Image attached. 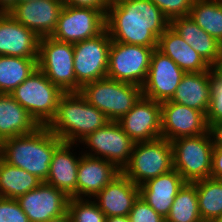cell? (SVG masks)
Masks as SVG:
<instances>
[{
    "label": "cell",
    "mask_w": 222,
    "mask_h": 222,
    "mask_svg": "<svg viewBox=\"0 0 222 222\" xmlns=\"http://www.w3.org/2000/svg\"><path fill=\"white\" fill-rule=\"evenodd\" d=\"M185 72L168 56L154 49L147 74L142 85V96L164 102L170 100Z\"/></svg>",
    "instance_id": "14"
},
{
    "label": "cell",
    "mask_w": 222,
    "mask_h": 222,
    "mask_svg": "<svg viewBox=\"0 0 222 222\" xmlns=\"http://www.w3.org/2000/svg\"><path fill=\"white\" fill-rule=\"evenodd\" d=\"M209 132L211 134L214 146H222V120L212 122L209 125Z\"/></svg>",
    "instance_id": "39"
},
{
    "label": "cell",
    "mask_w": 222,
    "mask_h": 222,
    "mask_svg": "<svg viewBox=\"0 0 222 222\" xmlns=\"http://www.w3.org/2000/svg\"><path fill=\"white\" fill-rule=\"evenodd\" d=\"M208 125L222 120V75L211 70V98L206 114Z\"/></svg>",
    "instance_id": "33"
},
{
    "label": "cell",
    "mask_w": 222,
    "mask_h": 222,
    "mask_svg": "<svg viewBox=\"0 0 222 222\" xmlns=\"http://www.w3.org/2000/svg\"><path fill=\"white\" fill-rule=\"evenodd\" d=\"M39 40L11 15L0 12V56L38 58Z\"/></svg>",
    "instance_id": "18"
},
{
    "label": "cell",
    "mask_w": 222,
    "mask_h": 222,
    "mask_svg": "<svg viewBox=\"0 0 222 222\" xmlns=\"http://www.w3.org/2000/svg\"><path fill=\"white\" fill-rule=\"evenodd\" d=\"M109 121L103 112L90 105L79 92H64L58 101L56 115L47 127L63 142L77 145Z\"/></svg>",
    "instance_id": "3"
},
{
    "label": "cell",
    "mask_w": 222,
    "mask_h": 222,
    "mask_svg": "<svg viewBox=\"0 0 222 222\" xmlns=\"http://www.w3.org/2000/svg\"><path fill=\"white\" fill-rule=\"evenodd\" d=\"M69 198L63 191L42 182L16 200L30 222H47L67 212Z\"/></svg>",
    "instance_id": "16"
},
{
    "label": "cell",
    "mask_w": 222,
    "mask_h": 222,
    "mask_svg": "<svg viewBox=\"0 0 222 222\" xmlns=\"http://www.w3.org/2000/svg\"><path fill=\"white\" fill-rule=\"evenodd\" d=\"M156 48L112 41L107 77L142 87L147 78L152 53Z\"/></svg>",
    "instance_id": "9"
},
{
    "label": "cell",
    "mask_w": 222,
    "mask_h": 222,
    "mask_svg": "<svg viewBox=\"0 0 222 222\" xmlns=\"http://www.w3.org/2000/svg\"><path fill=\"white\" fill-rule=\"evenodd\" d=\"M63 143L47 126L2 141L1 158L45 182L54 151Z\"/></svg>",
    "instance_id": "2"
},
{
    "label": "cell",
    "mask_w": 222,
    "mask_h": 222,
    "mask_svg": "<svg viewBox=\"0 0 222 222\" xmlns=\"http://www.w3.org/2000/svg\"><path fill=\"white\" fill-rule=\"evenodd\" d=\"M211 98V70L185 73L169 100L207 114Z\"/></svg>",
    "instance_id": "24"
},
{
    "label": "cell",
    "mask_w": 222,
    "mask_h": 222,
    "mask_svg": "<svg viewBox=\"0 0 222 222\" xmlns=\"http://www.w3.org/2000/svg\"><path fill=\"white\" fill-rule=\"evenodd\" d=\"M189 16L222 44V0H194Z\"/></svg>",
    "instance_id": "30"
},
{
    "label": "cell",
    "mask_w": 222,
    "mask_h": 222,
    "mask_svg": "<svg viewBox=\"0 0 222 222\" xmlns=\"http://www.w3.org/2000/svg\"><path fill=\"white\" fill-rule=\"evenodd\" d=\"M196 186L199 212L203 222H217L222 216V179L205 178Z\"/></svg>",
    "instance_id": "29"
},
{
    "label": "cell",
    "mask_w": 222,
    "mask_h": 222,
    "mask_svg": "<svg viewBox=\"0 0 222 222\" xmlns=\"http://www.w3.org/2000/svg\"><path fill=\"white\" fill-rule=\"evenodd\" d=\"M134 143L161 137V103L141 96L118 121Z\"/></svg>",
    "instance_id": "15"
},
{
    "label": "cell",
    "mask_w": 222,
    "mask_h": 222,
    "mask_svg": "<svg viewBox=\"0 0 222 222\" xmlns=\"http://www.w3.org/2000/svg\"><path fill=\"white\" fill-rule=\"evenodd\" d=\"M37 59L0 56V94H11L22 84L37 69Z\"/></svg>",
    "instance_id": "28"
},
{
    "label": "cell",
    "mask_w": 222,
    "mask_h": 222,
    "mask_svg": "<svg viewBox=\"0 0 222 222\" xmlns=\"http://www.w3.org/2000/svg\"><path fill=\"white\" fill-rule=\"evenodd\" d=\"M173 169L186 182L211 177L213 140L210 132L198 136L182 137L171 141Z\"/></svg>",
    "instance_id": "7"
},
{
    "label": "cell",
    "mask_w": 222,
    "mask_h": 222,
    "mask_svg": "<svg viewBox=\"0 0 222 222\" xmlns=\"http://www.w3.org/2000/svg\"><path fill=\"white\" fill-rule=\"evenodd\" d=\"M111 42L105 29L93 38L73 44L76 92H79L84 84L107 77Z\"/></svg>",
    "instance_id": "10"
},
{
    "label": "cell",
    "mask_w": 222,
    "mask_h": 222,
    "mask_svg": "<svg viewBox=\"0 0 222 222\" xmlns=\"http://www.w3.org/2000/svg\"><path fill=\"white\" fill-rule=\"evenodd\" d=\"M0 222H30L16 199L0 197Z\"/></svg>",
    "instance_id": "36"
},
{
    "label": "cell",
    "mask_w": 222,
    "mask_h": 222,
    "mask_svg": "<svg viewBox=\"0 0 222 222\" xmlns=\"http://www.w3.org/2000/svg\"><path fill=\"white\" fill-rule=\"evenodd\" d=\"M63 3L71 7L98 9L105 14L109 8L108 0H63Z\"/></svg>",
    "instance_id": "37"
},
{
    "label": "cell",
    "mask_w": 222,
    "mask_h": 222,
    "mask_svg": "<svg viewBox=\"0 0 222 222\" xmlns=\"http://www.w3.org/2000/svg\"><path fill=\"white\" fill-rule=\"evenodd\" d=\"M212 70L218 74L222 75V45L218 54V58L215 62V64L212 66Z\"/></svg>",
    "instance_id": "41"
},
{
    "label": "cell",
    "mask_w": 222,
    "mask_h": 222,
    "mask_svg": "<svg viewBox=\"0 0 222 222\" xmlns=\"http://www.w3.org/2000/svg\"><path fill=\"white\" fill-rule=\"evenodd\" d=\"M31 1H35V0H17V4L23 3V2H31Z\"/></svg>",
    "instance_id": "45"
},
{
    "label": "cell",
    "mask_w": 222,
    "mask_h": 222,
    "mask_svg": "<svg viewBox=\"0 0 222 222\" xmlns=\"http://www.w3.org/2000/svg\"><path fill=\"white\" fill-rule=\"evenodd\" d=\"M128 216L131 222H166L165 218L158 214L140 196L134 202Z\"/></svg>",
    "instance_id": "35"
},
{
    "label": "cell",
    "mask_w": 222,
    "mask_h": 222,
    "mask_svg": "<svg viewBox=\"0 0 222 222\" xmlns=\"http://www.w3.org/2000/svg\"><path fill=\"white\" fill-rule=\"evenodd\" d=\"M37 66L63 92H76L73 43L40 38Z\"/></svg>",
    "instance_id": "8"
},
{
    "label": "cell",
    "mask_w": 222,
    "mask_h": 222,
    "mask_svg": "<svg viewBox=\"0 0 222 222\" xmlns=\"http://www.w3.org/2000/svg\"><path fill=\"white\" fill-rule=\"evenodd\" d=\"M139 197V186L122 172L92 198L106 215L128 216Z\"/></svg>",
    "instance_id": "19"
},
{
    "label": "cell",
    "mask_w": 222,
    "mask_h": 222,
    "mask_svg": "<svg viewBox=\"0 0 222 222\" xmlns=\"http://www.w3.org/2000/svg\"><path fill=\"white\" fill-rule=\"evenodd\" d=\"M1 154H2V142L0 141V159H1Z\"/></svg>",
    "instance_id": "46"
},
{
    "label": "cell",
    "mask_w": 222,
    "mask_h": 222,
    "mask_svg": "<svg viewBox=\"0 0 222 222\" xmlns=\"http://www.w3.org/2000/svg\"><path fill=\"white\" fill-rule=\"evenodd\" d=\"M40 125L10 94H0V141L34 132Z\"/></svg>",
    "instance_id": "25"
},
{
    "label": "cell",
    "mask_w": 222,
    "mask_h": 222,
    "mask_svg": "<svg viewBox=\"0 0 222 222\" xmlns=\"http://www.w3.org/2000/svg\"><path fill=\"white\" fill-rule=\"evenodd\" d=\"M106 30L112 41L157 47L170 21L150 0H125L109 6Z\"/></svg>",
    "instance_id": "1"
},
{
    "label": "cell",
    "mask_w": 222,
    "mask_h": 222,
    "mask_svg": "<svg viewBox=\"0 0 222 222\" xmlns=\"http://www.w3.org/2000/svg\"><path fill=\"white\" fill-rule=\"evenodd\" d=\"M63 93L37 67L10 95L40 126H47L56 115L58 101Z\"/></svg>",
    "instance_id": "5"
},
{
    "label": "cell",
    "mask_w": 222,
    "mask_h": 222,
    "mask_svg": "<svg viewBox=\"0 0 222 222\" xmlns=\"http://www.w3.org/2000/svg\"><path fill=\"white\" fill-rule=\"evenodd\" d=\"M67 212L71 222H106V215L91 198L70 197Z\"/></svg>",
    "instance_id": "32"
},
{
    "label": "cell",
    "mask_w": 222,
    "mask_h": 222,
    "mask_svg": "<svg viewBox=\"0 0 222 222\" xmlns=\"http://www.w3.org/2000/svg\"><path fill=\"white\" fill-rule=\"evenodd\" d=\"M106 29L105 13L98 9L64 5L51 37L60 42L76 43L93 38Z\"/></svg>",
    "instance_id": "12"
},
{
    "label": "cell",
    "mask_w": 222,
    "mask_h": 222,
    "mask_svg": "<svg viewBox=\"0 0 222 222\" xmlns=\"http://www.w3.org/2000/svg\"><path fill=\"white\" fill-rule=\"evenodd\" d=\"M47 222H71V219H70L68 212H66L65 214H63L59 217L52 218L51 220H49Z\"/></svg>",
    "instance_id": "43"
},
{
    "label": "cell",
    "mask_w": 222,
    "mask_h": 222,
    "mask_svg": "<svg viewBox=\"0 0 222 222\" xmlns=\"http://www.w3.org/2000/svg\"><path fill=\"white\" fill-rule=\"evenodd\" d=\"M157 49L171 58L185 73L205 72L212 67L169 26L158 38Z\"/></svg>",
    "instance_id": "23"
},
{
    "label": "cell",
    "mask_w": 222,
    "mask_h": 222,
    "mask_svg": "<svg viewBox=\"0 0 222 222\" xmlns=\"http://www.w3.org/2000/svg\"><path fill=\"white\" fill-rule=\"evenodd\" d=\"M80 143L89 148L83 154L105 159L121 171L129 162L135 144L117 121H109Z\"/></svg>",
    "instance_id": "11"
},
{
    "label": "cell",
    "mask_w": 222,
    "mask_h": 222,
    "mask_svg": "<svg viewBox=\"0 0 222 222\" xmlns=\"http://www.w3.org/2000/svg\"><path fill=\"white\" fill-rule=\"evenodd\" d=\"M41 183L35 175L0 159V197L17 199Z\"/></svg>",
    "instance_id": "27"
},
{
    "label": "cell",
    "mask_w": 222,
    "mask_h": 222,
    "mask_svg": "<svg viewBox=\"0 0 222 222\" xmlns=\"http://www.w3.org/2000/svg\"><path fill=\"white\" fill-rule=\"evenodd\" d=\"M122 1H125V0H108V4H109V6H111V5L117 4Z\"/></svg>",
    "instance_id": "44"
},
{
    "label": "cell",
    "mask_w": 222,
    "mask_h": 222,
    "mask_svg": "<svg viewBox=\"0 0 222 222\" xmlns=\"http://www.w3.org/2000/svg\"><path fill=\"white\" fill-rule=\"evenodd\" d=\"M74 144L63 142L55 151L50 162L46 183L63 191L68 197L77 198V172L80 162L71 152Z\"/></svg>",
    "instance_id": "22"
},
{
    "label": "cell",
    "mask_w": 222,
    "mask_h": 222,
    "mask_svg": "<svg viewBox=\"0 0 222 222\" xmlns=\"http://www.w3.org/2000/svg\"><path fill=\"white\" fill-rule=\"evenodd\" d=\"M166 222H203L199 212L196 186L186 182L171 205Z\"/></svg>",
    "instance_id": "31"
},
{
    "label": "cell",
    "mask_w": 222,
    "mask_h": 222,
    "mask_svg": "<svg viewBox=\"0 0 222 222\" xmlns=\"http://www.w3.org/2000/svg\"><path fill=\"white\" fill-rule=\"evenodd\" d=\"M171 21L173 18L189 16L194 0H150Z\"/></svg>",
    "instance_id": "34"
},
{
    "label": "cell",
    "mask_w": 222,
    "mask_h": 222,
    "mask_svg": "<svg viewBox=\"0 0 222 222\" xmlns=\"http://www.w3.org/2000/svg\"><path fill=\"white\" fill-rule=\"evenodd\" d=\"M185 183L183 177L172 169L139 186V196L158 214L166 218L175 196Z\"/></svg>",
    "instance_id": "21"
},
{
    "label": "cell",
    "mask_w": 222,
    "mask_h": 222,
    "mask_svg": "<svg viewBox=\"0 0 222 222\" xmlns=\"http://www.w3.org/2000/svg\"><path fill=\"white\" fill-rule=\"evenodd\" d=\"M63 6V0H35L16 4L8 14L39 38L51 37Z\"/></svg>",
    "instance_id": "17"
},
{
    "label": "cell",
    "mask_w": 222,
    "mask_h": 222,
    "mask_svg": "<svg viewBox=\"0 0 222 222\" xmlns=\"http://www.w3.org/2000/svg\"><path fill=\"white\" fill-rule=\"evenodd\" d=\"M209 131L206 114L172 101L161 102V137L173 141Z\"/></svg>",
    "instance_id": "13"
},
{
    "label": "cell",
    "mask_w": 222,
    "mask_h": 222,
    "mask_svg": "<svg viewBox=\"0 0 222 222\" xmlns=\"http://www.w3.org/2000/svg\"><path fill=\"white\" fill-rule=\"evenodd\" d=\"M217 222H222V216H221V218Z\"/></svg>",
    "instance_id": "47"
},
{
    "label": "cell",
    "mask_w": 222,
    "mask_h": 222,
    "mask_svg": "<svg viewBox=\"0 0 222 222\" xmlns=\"http://www.w3.org/2000/svg\"><path fill=\"white\" fill-rule=\"evenodd\" d=\"M170 26L212 67L221 48V43L200 28L190 16L173 18Z\"/></svg>",
    "instance_id": "26"
},
{
    "label": "cell",
    "mask_w": 222,
    "mask_h": 222,
    "mask_svg": "<svg viewBox=\"0 0 222 222\" xmlns=\"http://www.w3.org/2000/svg\"><path fill=\"white\" fill-rule=\"evenodd\" d=\"M106 222H131L129 216H111L106 218Z\"/></svg>",
    "instance_id": "42"
},
{
    "label": "cell",
    "mask_w": 222,
    "mask_h": 222,
    "mask_svg": "<svg viewBox=\"0 0 222 222\" xmlns=\"http://www.w3.org/2000/svg\"><path fill=\"white\" fill-rule=\"evenodd\" d=\"M79 93L110 121H118L140 99L142 89L138 85L105 77L84 84Z\"/></svg>",
    "instance_id": "4"
},
{
    "label": "cell",
    "mask_w": 222,
    "mask_h": 222,
    "mask_svg": "<svg viewBox=\"0 0 222 222\" xmlns=\"http://www.w3.org/2000/svg\"><path fill=\"white\" fill-rule=\"evenodd\" d=\"M16 4L17 0H0V12L8 13Z\"/></svg>",
    "instance_id": "40"
},
{
    "label": "cell",
    "mask_w": 222,
    "mask_h": 222,
    "mask_svg": "<svg viewBox=\"0 0 222 222\" xmlns=\"http://www.w3.org/2000/svg\"><path fill=\"white\" fill-rule=\"evenodd\" d=\"M173 169L171 141L163 137L134 144L130 160L122 173L134 184L141 186Z\"/></svg>",
    "instance_id": "6"
},
{
    "label": "cell",
    "mask_w": 222,
    "mask_h": 222,
    "mask_svg": "<svg viewBox=\"0 0 222 222\" xmlns=\"http://www.w3.org/2000/svg\"><path fill=\"white\" fill-rule=\"evenodd\" d=\"M77 172V198H92L121 173L105 159L85 155L81 151Z\"/></svg>",
    "instance_id": "20"
},
{
    "label": "cell",
    "mask_w": 222,
    "mask_h": 222,
    "mask_svg": "<svg viewBox=\"0 0 222 222\" xmlns=\"http://www.w3.org/2000/svg\"><path fill=\"white\" fill-rule=\"evenodd\" d=\"M211 178L222 179V146L213 147Z\"/></svg>",
    "instance_id": "38"
}]
</instances>
